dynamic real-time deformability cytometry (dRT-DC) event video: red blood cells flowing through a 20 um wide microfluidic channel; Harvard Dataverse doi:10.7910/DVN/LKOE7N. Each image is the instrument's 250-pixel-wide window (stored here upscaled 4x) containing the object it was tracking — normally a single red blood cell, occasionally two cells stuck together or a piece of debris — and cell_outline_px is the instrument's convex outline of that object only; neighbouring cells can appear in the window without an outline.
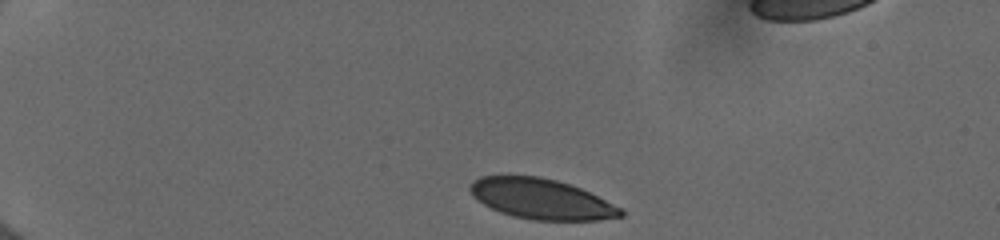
{"species": "human", "species_latin": "Homo sapiens", "temperature_condition": "cold", "stored_images_in_passage": 41, "camera_frame_rate_fps": 3000, "um_per_image_px": 0.085, "donor": {"sex": "female"}, "frame": {"image": 1, "passage_image": 1, "time_ms": 0.0, "image_size_px": [1000, 240], "cell_outline_px": [[624, 216], [600, 220], [532, 220], [512, 216], [500, 212], [484, 204], [472, 196], [468, 188], [472, 180], [480, 176], [540, 176], [556, 180], [580, 188], [624, 208]], "centroid_in_image_um": [46.02, 16.92], "position_along_channel_um": 39.0, "area_um2": 35.55}}
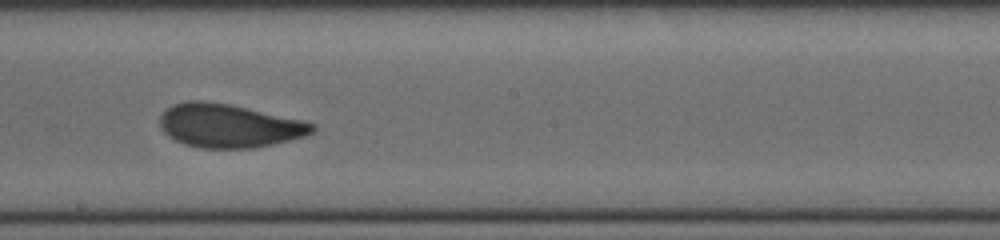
{"frame": {"image": 2, "passage_image": 21, "time_ms": 6.667, "image_size_px": [1000, 240], "cell_outline_px": [[316, 128], [312, 132], [304, 136], [256, 148], [200, 148], [184, 144], [168, 136], [160, 128], [160, 116], [168, 108], [176, 104], [188, 100], [200, 100], [228, 104], [304, 120], [316, 124]], "centroid_in_image_um": [19.46, 10.69], "position_along_channel_um": 228.7, "area_um2": 38.49}}
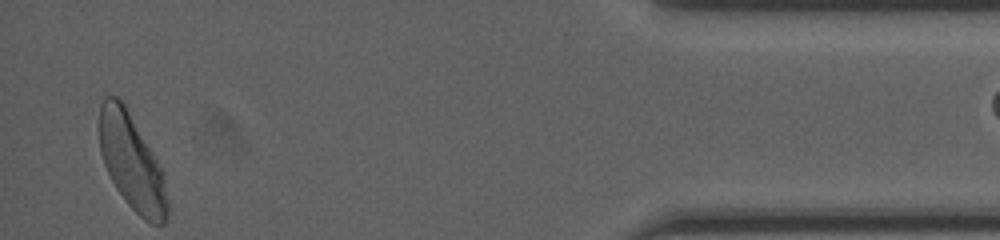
{"frame": {"image": 3, "passage_image": 40, "time_ms": 13.0, "image_size_px": [1000, 240], "cell_outline_px": [[168, 220], [164, 224], [152, 224], [144, 220], [128, 204], [116, 188], [104, 164], [100, 152], [100, 104], [104, 96], [116, 96], [124, 104], [156, 160], [160, 168], [168, 200]], "centroid_in_image_um": [11.19, 13.82], "position_along_channel_um": 424.0, "area_um2": 37.11}}